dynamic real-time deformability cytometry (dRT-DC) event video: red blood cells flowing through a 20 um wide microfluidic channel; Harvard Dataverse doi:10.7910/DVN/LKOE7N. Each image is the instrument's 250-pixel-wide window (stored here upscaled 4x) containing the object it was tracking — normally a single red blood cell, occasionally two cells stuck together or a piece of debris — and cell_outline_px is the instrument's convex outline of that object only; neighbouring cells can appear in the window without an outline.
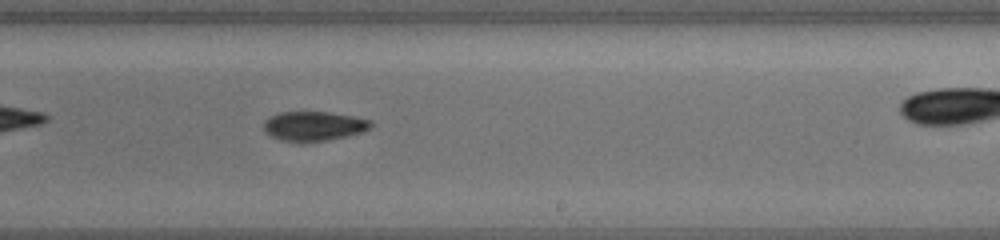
{"species": "common noctule bat (a hibernating species)", "species_latin": "Nyctalus noctula", "temperature_condition": "cold", "stored_images_in_passage": 31, "camera_frame_rate_fps": 3000, "um_per_image_px": 0.085, "animal": {"sex": "female", "body_mass_g": 19.5, "forearm_length_mm": 54.1}, "frame": {"image": 1, "passage_image": 18, "time_ms": 5.667, "image_size_px": [1000, 240], "cell_outline_px": [[372, 124], [368, 128], [360, 132], [344, 136], [324, 140], [300, 144], [280, 140], [272, 136], [264, 128], [264, 120], [268, 116], [280, 112], [328, 112], [352, 116], [372, 120]], "centroid_in_image_um": [26.61, 10.72], "position_along_channel_um": 262.4, "area_um2": 18.38}}